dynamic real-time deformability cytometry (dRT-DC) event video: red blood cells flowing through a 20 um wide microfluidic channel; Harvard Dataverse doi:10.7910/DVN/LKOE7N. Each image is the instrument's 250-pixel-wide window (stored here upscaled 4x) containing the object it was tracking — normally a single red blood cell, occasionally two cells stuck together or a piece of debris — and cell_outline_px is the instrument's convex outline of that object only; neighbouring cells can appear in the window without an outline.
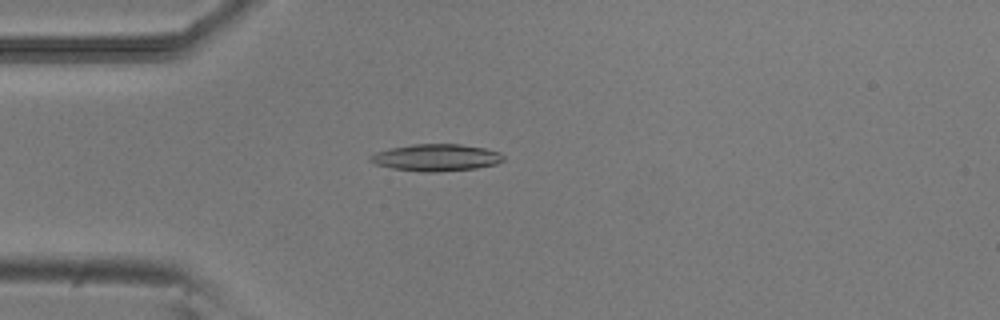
{"species": "common noctule bat (a hibernating species)", "species_latin": "Nyctalus noctula", "temperature_condition": "room temperature", "stored_images_in_passage": 48, "camera_frame_rate_fps": 3000, "um_per_image_px": 0.085, "animal": {"sex": "male", "body_mass_g": 20.5, "forearm_length_mm": 52.5}, "frame": {"image": 1, "passage_image": 14, "time_ms": 4.333, "image_size_px": [1000, 320], "cell_outline_px": [[504, 160], [496, 164], [476, 168], [436, 172], [420, 172], [392, 168], [376, 164], [368, 160], [368, 156], [376, 152], [388, 148], [412, 144], [460, 144], [484, 148], [500, 152], [504, 156]], "centroid_in_image_um": [37.05, 13.39], "position_along_channel_um": 47.9, "area_um2": 21.04}}
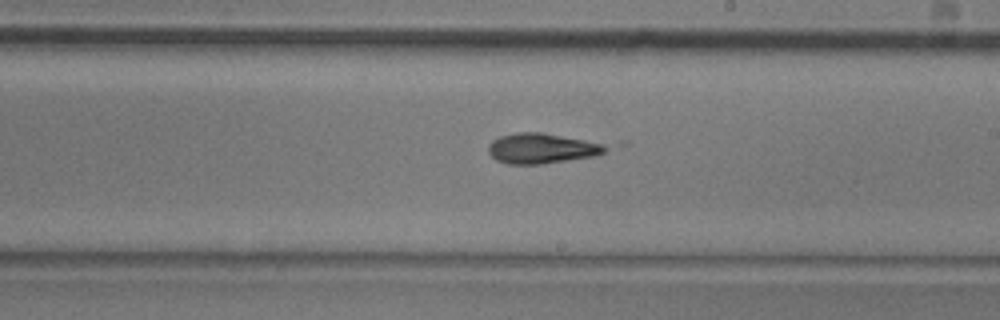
{"frame": {"image": 2, "passage_image": 30, "time_ms": 9.667, "image_size_px": [1000, 320], "cell_outline_px": [[628, 144], [592, 156], [540, 164], [508, 164], [496, 160], [488, 152], [488, 144], [492, 140], [500, 136], [516, 132], [540, 132], [628, 140]], "centroid_in_image_um": [46.58, 12.53], "position_along_channel_um": 242.4, "area_um2": 23.18}}
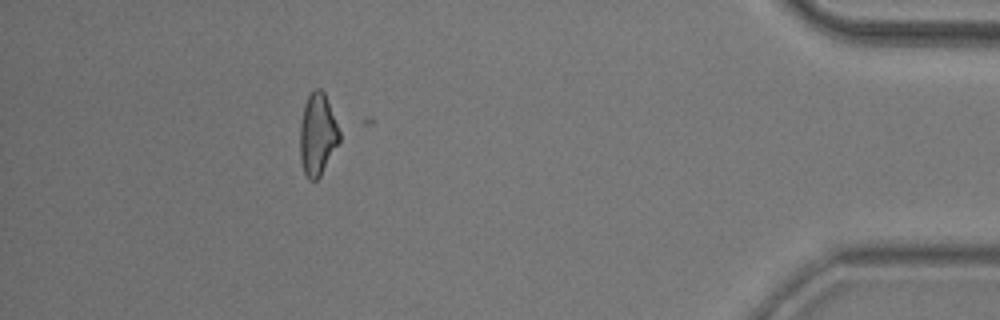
{"frame": {"image": 3, "passage_image": 47, "time_ms": 15.333, "image_size_px": [1000, 320], "cell_outline_px": [[340, 140], [320, 176], [316, 180], [308, 180], [304, 172], [300, 160], [300, 124], [304, 104], [308, 96], [316, 88], [320, 88], [324, 92], [340, 132]], "centroid_in_image_um": [26.97, 11.44], "position_along_channel_um": 408.2, "area_um2": 18.67}, "authors_computed_cell_mechanics": {"area_um2": 20.2589, "velocity_mm_per_s": 3.8956, "shape_relaxation_time_tau1_ms": null, "shape_relaxation_time_tau2_ms": 1.3409, "deformation_change_tau1": null, "deformation_change_tau2": 0.0894}}